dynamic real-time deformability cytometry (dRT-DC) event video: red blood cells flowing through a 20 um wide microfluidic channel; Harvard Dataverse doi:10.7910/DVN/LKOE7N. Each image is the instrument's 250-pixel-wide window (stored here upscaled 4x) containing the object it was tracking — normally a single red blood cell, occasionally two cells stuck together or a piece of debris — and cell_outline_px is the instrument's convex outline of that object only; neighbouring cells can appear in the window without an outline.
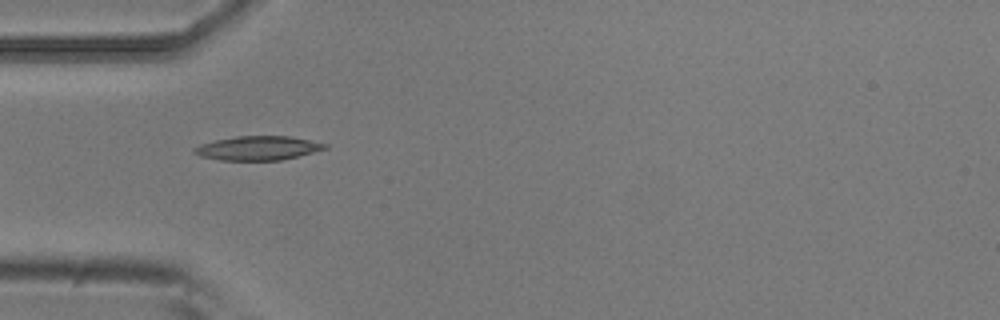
{"species": "common noctule bat (a hibernating species)", "species_latin": "Nyctalus noctula", "temperature_condition": "room temperature", "stored_images_in_passage": 5, "camera_frame_rate_fps": 3000, "um_per_image_px": 0.085, "animal": {"sex": "male", "body_mass_g": 20.5, "forearm_length_mm": 52.5}, "frame": {"image": 1, "passage_image": 3, "time_ms": 0.667, "image_size_px": [1000, 320], "cell_outline_px": [[328, 148], [280, 160], [220, 160], [200, 156], [192, 152], [192, 148], [200, 144], [216, 140], [236, 136], [292, 136], [328, 144]], "centroid_in_image_um": [21.89, 12.58], "position_along_channel_um": 63.1, "area_um2": 18.26}}
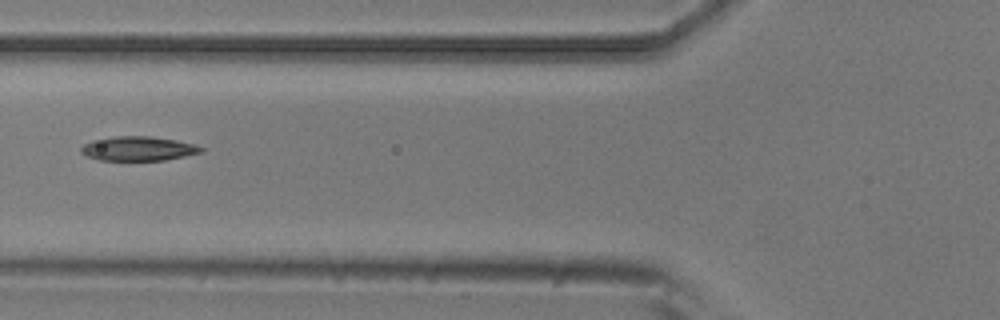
{"frame": {"image": 2, "passage_image": 4, "time_ms": 1.0, "image_size_px": [1000, 320], "cell_outline_px": [[204, 152], [164, 160], [100, 160], [88, 156], [80, 152], [80, 148], [84, 144], [92, 140], [116, 136], [152, 136], [176, 140], [192, 144], [204, 148]], "centroid_in_image_um": [11.75, 12.62], "position_along_channel_um": 114.1, "area_um2": 16.94}}
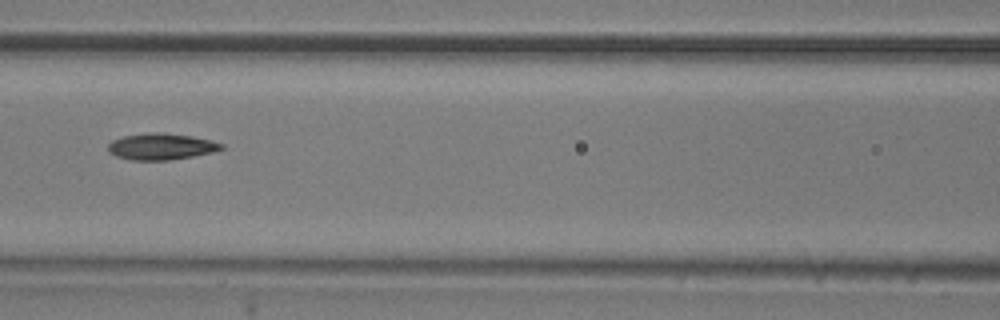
{"frame": {"image": 3, "passage_image": 5, "time_ms": 1.333, "image_size_px": [1000, 320], "cell_outline_px": [[224, 148], [212, 152], [192, 156], [168, 160], [132, 160], [116, 156], [108, 152], [108, 144], [112, 140], [124, 136], [152, 132], [160, 132], [192, 136], [212, 140], [224, 144]], "centroid_in_image_um": [13.7, 12.45], "position_along_channel_um": 152.9, "area_um2": 17.4}}